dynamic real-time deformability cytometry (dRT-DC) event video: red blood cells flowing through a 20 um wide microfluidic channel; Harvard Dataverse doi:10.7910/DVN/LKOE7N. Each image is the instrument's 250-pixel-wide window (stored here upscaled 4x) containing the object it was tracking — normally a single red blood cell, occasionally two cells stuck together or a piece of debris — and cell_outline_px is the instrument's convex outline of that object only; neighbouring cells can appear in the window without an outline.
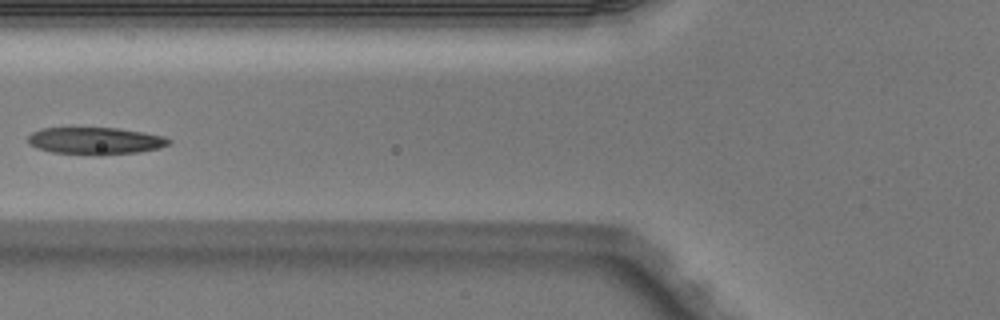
{"species": "Egyptian fruit bat (a non-hibernating species)", "species_latin": "Rousettus aegyptiacus", "temperature_condition": "warm", "stored_images_in_passage": 5, "camera_frame_rate_fps": 3000, "um_per_image_px": 0.085, "animal": {"sex": "male"}, "frame": {"image": 1, "passage_image": 5, "time_ms": 1.333, "image_size_px": [1000, 320], "cell_outline_px": [[172, 144], [160, 148], [140, 152], [100, 156], [96, 156], [52, 152], [36, 148], [28, 144], [28, 136], [32, 132], [40, 128], [120, 128], [164, 136], [172, 140]], "centroid_in_image_um": [8.13, 11.99], "position_along_channel_um": 117.7, "area_um2": 22.77}}